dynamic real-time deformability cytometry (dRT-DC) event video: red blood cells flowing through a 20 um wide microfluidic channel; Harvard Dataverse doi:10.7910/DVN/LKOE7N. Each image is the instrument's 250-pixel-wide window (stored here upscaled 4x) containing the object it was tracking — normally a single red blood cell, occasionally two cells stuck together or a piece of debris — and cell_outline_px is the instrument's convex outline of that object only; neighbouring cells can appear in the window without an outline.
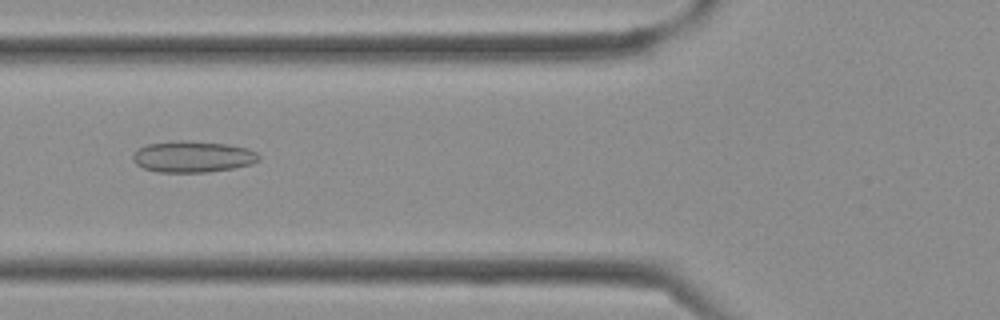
{"species": "Egyptian fruit bat (a non-hibernating species)", "species_latin": "Rousettus aegyptiacus", "temperature_condition": "cold", "stored_images_in_passage": 35, "camera_frame_rate_fps": 3000, "um_per_image_px": 0.085, "frame": {"image": 1, "passage_image": 12, "time_ms": 3.667, "image_size_px": [1000, 320], "cell_outline_px": [[260, 160], [252, 164], [232, 168], [208, 172], [156, 172], [144, 168], [136, 164], [132, 160], [132, 156], [140, 148], [148, 144], [176, 140], [188, 140], [228, 144], [248, 148], [256, 152], [260, 156]], "centroid_in_image_um": [16.4, 13.31], "position_along_channel_um": 109.4, "area_um2": 23.12}}
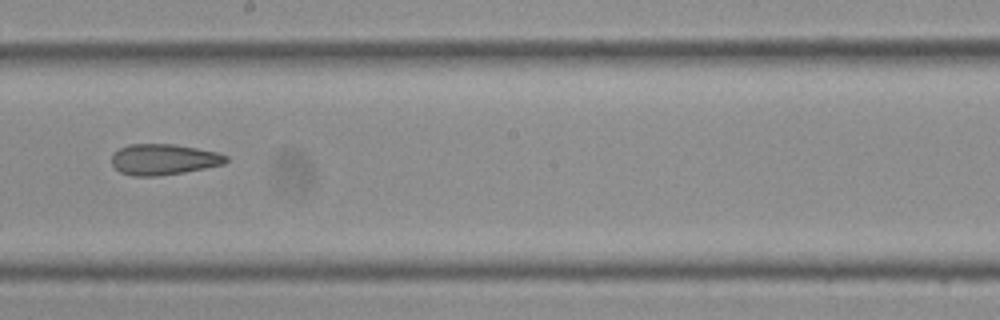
{"frame": {"image": 2, "passage_image": 19, "time_ms": 6.0, "image_size_px": [1000, 320], "cell_outline_px": [[228, 160], [224, 164], [184, 172], [160, 176], [132, 176], [120, 172], [112, 164], [112, 152], [128, 144], [176, 144], [220, 152], [228, 156]], "centroid_in_image_um": [13.92, 13.54], "position_along_channel_um": 234.3, "area_um2": 20.81}}
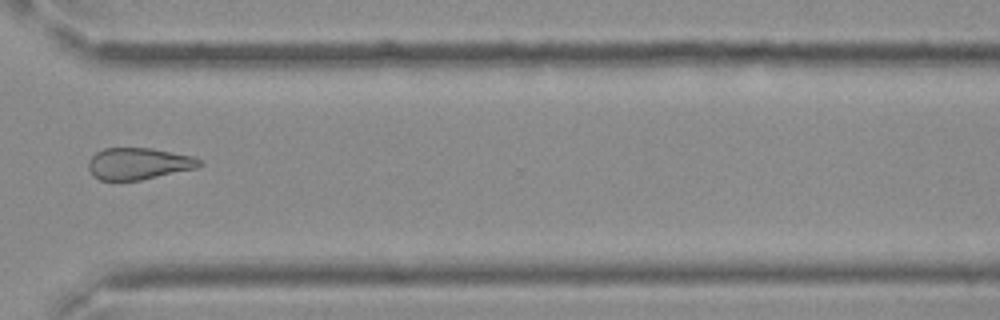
{"frame": {"image": 3, "passage_image": 26, "time_ms": 8.333, "image_size_px": [1000, 320], "cell_outline_px": [[204, 164], [196, 168], [140, 180], [100, 180], [92, 176], [88, 168], [88, 160], [96, 152], [104, 148], [152, 148], [192, 156], [200, 160]], "centroid_in_image_um": [11.75, 13.91], "position_along_channel_um": 358.9, "area_um2": 20.52}}